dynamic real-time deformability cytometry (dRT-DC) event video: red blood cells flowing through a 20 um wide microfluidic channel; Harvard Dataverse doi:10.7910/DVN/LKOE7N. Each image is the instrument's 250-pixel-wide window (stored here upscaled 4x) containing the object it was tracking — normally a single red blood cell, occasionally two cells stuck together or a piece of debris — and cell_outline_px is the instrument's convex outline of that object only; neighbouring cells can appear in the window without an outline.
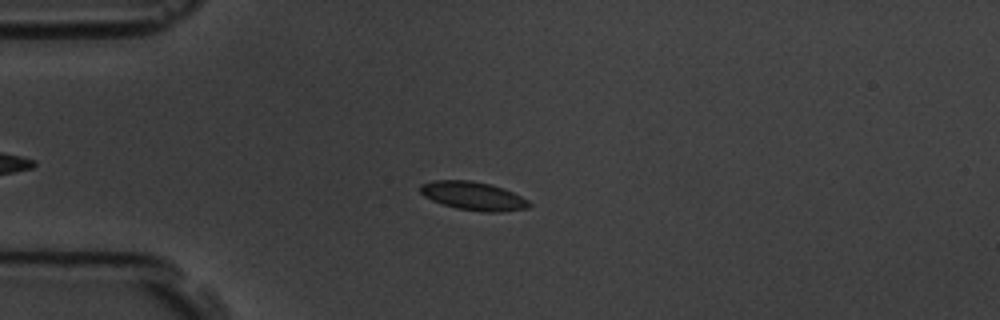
{"species": "common noctule bat (a hibernating species)", "species_latin": "Nyctalus noctula", "temperature_condition": "room temperature", "stored_images_in_passage": 45, "camera_frame_rate_fps": 3000, "um_per_image_px": 0.085, "animal": {"sex": "male", "body_mass_g": 19.5, "forearm_length_mm": 54.6}, "frame": {"image": 1, "passage_image": 10, "time_ms": 3.0, "image_size_px": [1000, 320], "cell_outline_px": [[532, 204], [528, 208], [500, 212], [480, 212], [456, 208], [432, 200], [424, 196], [420, 192], [420, 184], [432, 180], [472, 180], [492, 184], [504, 188], [528, 200]], "centroid_in_image_um": [40.23, 16.65], "position_along_channel_um": 44.8, "area_um2": 18.21}}
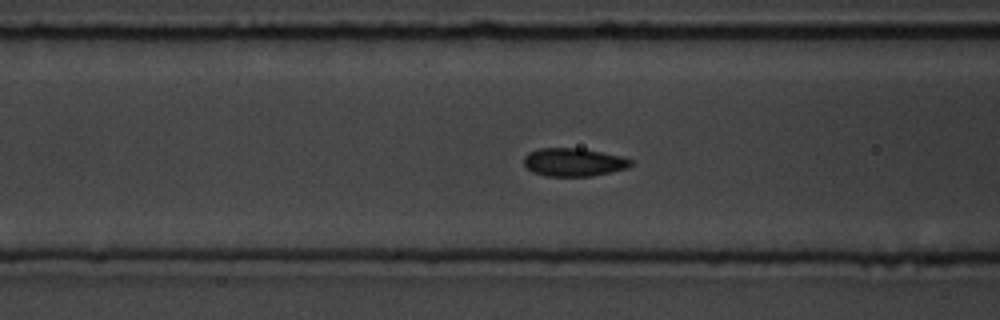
{"frame": {"image": 2, "passage_image": 18, "time_ms": 5.667, "image_size_px": [1000, 320], "cell_outline_px": [[632, 164], [628, 168], [612, 172], [592, 176], [548, 176], [532, 172], [524, 164], [524, 156], [528, 152], [536, 148], [580, 148], [620, 156], [632, 160]], "centroid_in_image_um": [48.74, 13.78], "position_along_channel_um": 117.9, "area_um2": 17.57}}
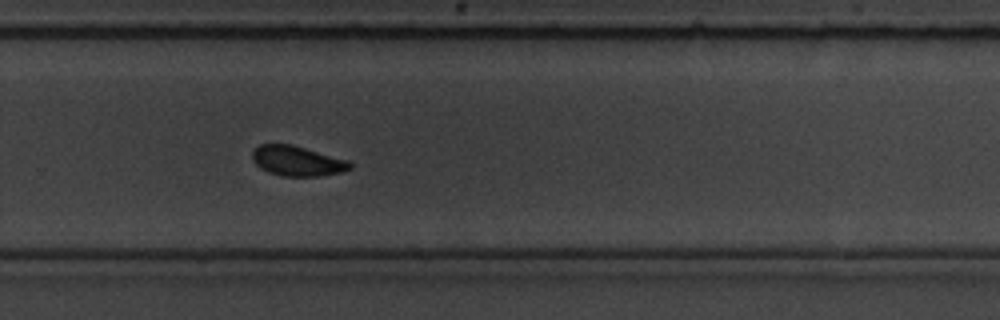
{"frame": {"image": 3, "passage_image": 34, "time_ms": 11.0, "image_size_px": [1000, 320], "cell_outline_px": [[352, 168], [344, 172], [320, 176], [284, 176], [268, 172], [260, 168], [252, 160], [252, 152], [260, 144], [292, 144], [348, 160], [352, 164]], "centroid_in_image_um": [25.28, 13.68], "position_along_channel_um": 304.5, "area_um2": 17.17}, "authors_computed_cell_mechanics": {"area_um2": 17.629, "velocity_mm_per_s": 3.5073, "shape_relaxation_time_tau1_ms": 2.83, "shape_relaxation_time_tau2_ms": null, "deformation_change_tau1": 0.0568, "deformation_change_tau2": null}}